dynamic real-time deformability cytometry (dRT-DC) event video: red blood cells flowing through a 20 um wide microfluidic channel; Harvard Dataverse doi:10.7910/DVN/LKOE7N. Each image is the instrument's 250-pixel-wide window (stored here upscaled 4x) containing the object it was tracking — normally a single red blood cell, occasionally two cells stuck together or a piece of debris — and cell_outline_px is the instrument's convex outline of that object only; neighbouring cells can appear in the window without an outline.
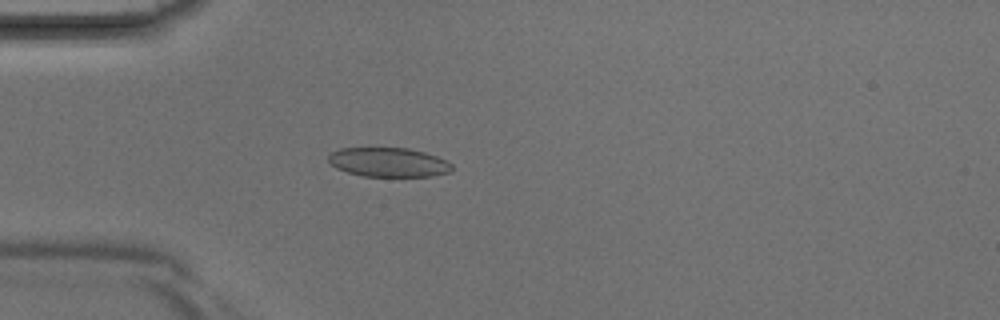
{"species": "Egyptian fruit bat (a non-hibernating species)", "species_latin": "Rousettus aegyptiacus", "temperature_condition": "room temperature", "stored_images_in_passage": 3, "camera_frame_rate_fps": 3000, "um_per_image_px": 0.085, "animal": {"sex": "male"}, "frame": {"image": 1, "passage_image": 3, "time_ms": 0.667, "image_size_px": [1000, 320], "cell_outline_px": [[452, 168], [448, 172], [432, 176], [364, 176], [348, 172], [336, 168], [328, 160], [328, 156], [332, 152], [340, 148], [408, 148], [424, 152], [436, 156], [452, 164]], "centroid_in_image_um": [33.01, 13.79], "position_along_channel_um": 52.0, "area_um2": 20.81}}